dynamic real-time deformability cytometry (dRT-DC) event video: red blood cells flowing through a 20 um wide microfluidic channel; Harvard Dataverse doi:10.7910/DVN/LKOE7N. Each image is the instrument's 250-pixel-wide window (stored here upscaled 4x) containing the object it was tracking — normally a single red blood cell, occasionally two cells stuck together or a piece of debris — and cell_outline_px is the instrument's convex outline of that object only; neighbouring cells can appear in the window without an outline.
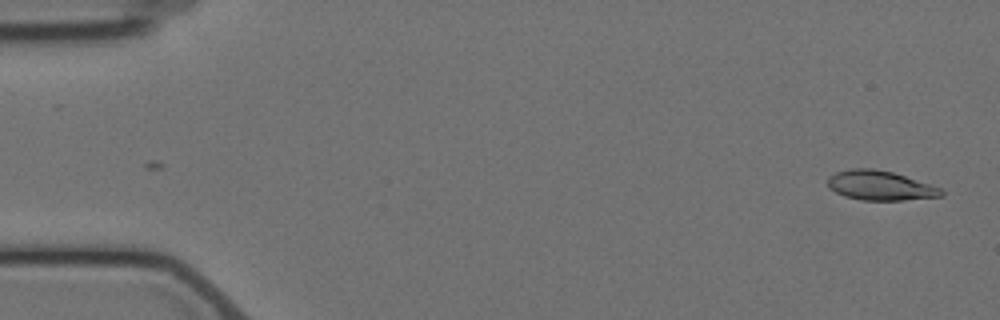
{"species": "Egyptian fruit bat (a non-hibernating species)", "species_latin": "Rousettus aegyptiacus", "temperature_condition": "cold", "stored_images_in_passage": 2, "camera_frame_rate_fps": 3000, "um_per_image_px": 0.085, "animal": {"sex": "female"}, "frame": {"image": 1, "passage_image": 2, "time_ms": 1.333, "image_size_px": [1000, 320], "cell_outline_px": [[944, 196], [904, 200], [860, 200], [844, 196], [828, 188], [828, 176], [836, 172], [848, 168], [872, 168], [892, 172], [944, 188]], "centroid_in_image_um": [74.82, 15.77], "position_along_channel_um": 10.2, "area_um2": 19.77}}